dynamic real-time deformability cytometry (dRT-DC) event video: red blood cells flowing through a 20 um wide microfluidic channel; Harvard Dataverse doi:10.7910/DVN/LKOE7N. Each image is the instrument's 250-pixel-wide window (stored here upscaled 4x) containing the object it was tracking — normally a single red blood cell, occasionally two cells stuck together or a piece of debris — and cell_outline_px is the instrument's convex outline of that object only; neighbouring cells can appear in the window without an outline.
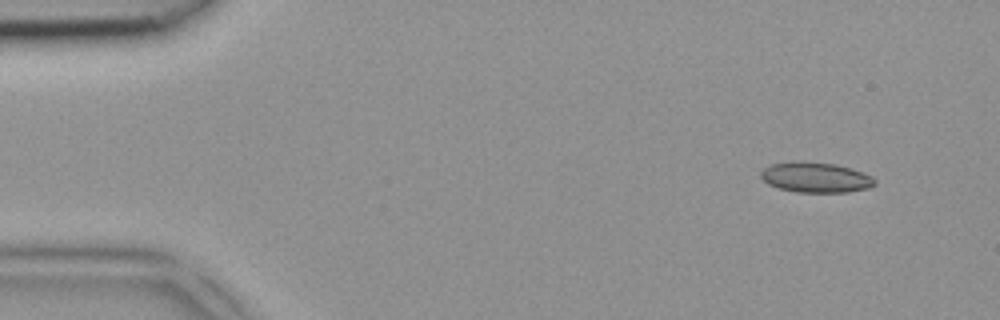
{"species": "common noctule bat (a hibernating species)", "species_latin": "Nyctalus noctula", "temperature_condition": "room temperature", "stored_images_in_passage": 5, "camera_frame_rate_fps": 3000, "um_per_image_px": 0.085, "animal": {"sex": "female", "body_mass_g": 18.4}, "frame": {"image": 1, "passage_image": 1, "time_ms": 0.0, "image_size_px": [1000, 320], "cell_outline_px": [[876, 184], [868, 188], [848, 192], [796, 192], [780, 188], [768, 184], [760, 176], [760, 172], [764, 168], [772, 164], [792, 160], [796, 160], [836, 164], [872, 176], [876, 180]], "centroid_in_image_um": [69.31, 15.07], "position_along_channel_um": 15.7, "area_um2": 20.11}}
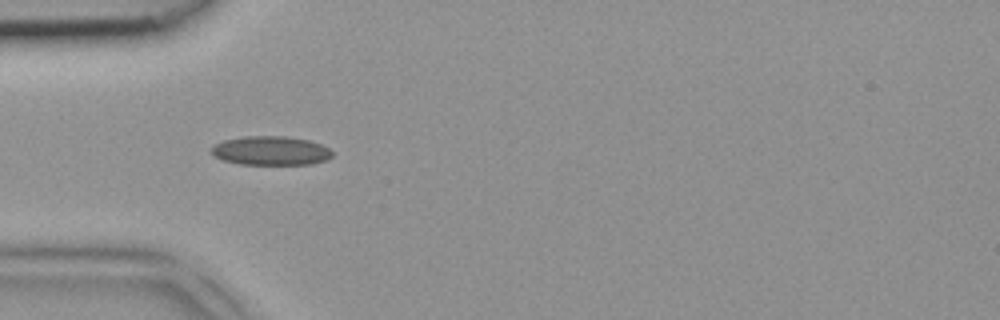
{"frame": {"image": 2, "passage_image": 4, "time_ms": 1.0, "image_size_px": [1000, 320], "cell_outline_px": [[332, 156], [328, 160], [312, 164], [240, 164], [220, 160], [212, 156], [212, 148], [216, 144], [224, 140], [244, 136], [284, 136], [308, 140], [320, 144], [328, 148], [332, 152]], "centroid_in_image_um": [23.0, 12.82], "position_along_channel_um": 62.0, "area_um2": 20.46}}